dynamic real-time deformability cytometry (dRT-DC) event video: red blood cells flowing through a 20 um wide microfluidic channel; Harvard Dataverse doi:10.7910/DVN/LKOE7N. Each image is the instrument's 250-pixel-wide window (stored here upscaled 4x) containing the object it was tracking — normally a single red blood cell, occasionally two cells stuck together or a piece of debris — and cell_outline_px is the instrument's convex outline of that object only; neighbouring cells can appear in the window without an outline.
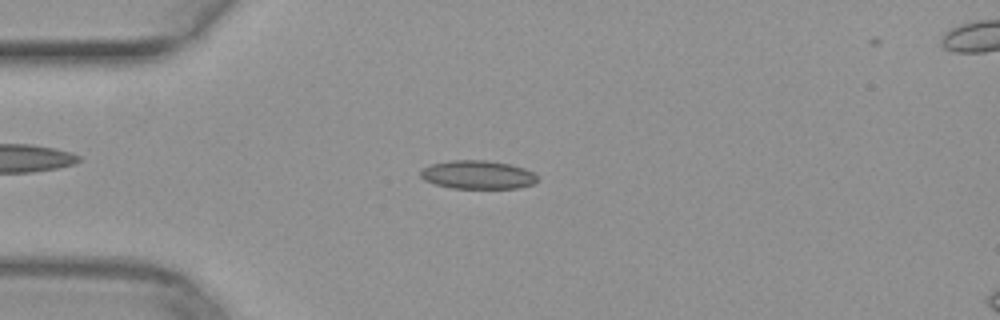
{"species": "common noctule bat (a hibernating species)", "species_latin": "Nyctalus noctula", "temperature_condition": "warm", "stored_images_in_passage": 50, "camera_frame_rate_fps": 3000, "um_per_image_px": 0.085, "animal": {"sex": "female", "body_mass_g": 29.2, "forearm_length_mm": 56.3}, "frame": {"image": 1, "passage_image": 13, "time_ms": 4.0, "image_size_px": [1000, 320], "cell_outline_px": [[536, 184], [520, 188], [452, 188], [436, 184], [424, 180], [420, 176], [420, 172], [424, 168], [432, 164], [452, 160], [488, 160], [512, 164], [524, 168], [532, 172], [536, 176]], "centroid_in_image_um": [40.63, 14.85], "position_along_channel_um": 44.4, "area_um2": 19.42}}
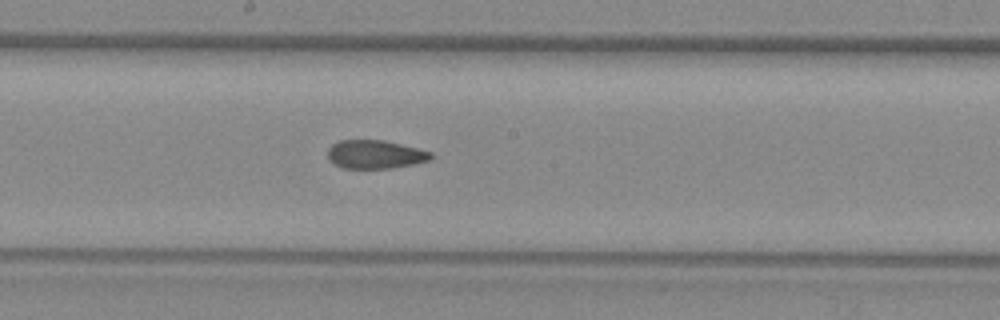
{"frame": {"image": 2, "passage_image": 27, "time_ms": 8.667, "image_size_px": [1000, 320], "cell_outline_px": [[436, 156], [432, 160], [392, 168], [344, 168], [328, 160], [328, 148], [332, 144], [340, 140], [384, 140], [432, 152]], "centroid_in_image_um": [31.91, 13.12], "position_along_channel_um": 216.3, "area_um2": 17.17}}
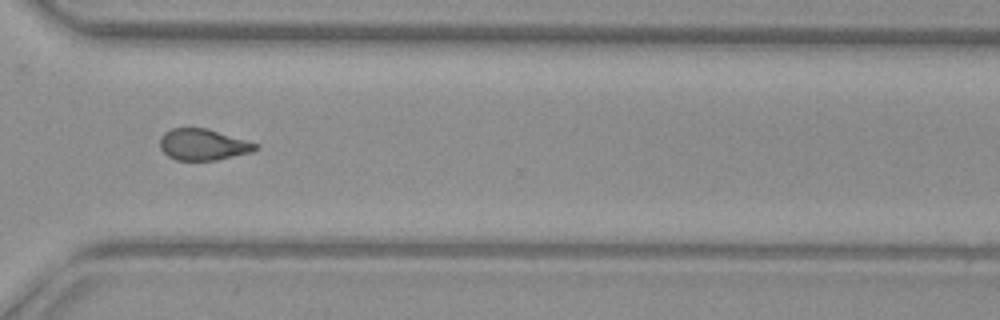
{"frame": {"image": 3, "passage_image": 37, "time_ms": 12.0, "image_size_px": [1000, 320], "cell_outline_px": [[260, 148], [252, 152], [216, 160], [176, 160], [168, 156], [160, 148], [160, 136], [164, 132], [172, 128], [208, 128], [260, 144]], "centroid_in_image_um": [17.29, 12.28], "position_along_channel_um": 353.3, "area_um2": 17.63}}